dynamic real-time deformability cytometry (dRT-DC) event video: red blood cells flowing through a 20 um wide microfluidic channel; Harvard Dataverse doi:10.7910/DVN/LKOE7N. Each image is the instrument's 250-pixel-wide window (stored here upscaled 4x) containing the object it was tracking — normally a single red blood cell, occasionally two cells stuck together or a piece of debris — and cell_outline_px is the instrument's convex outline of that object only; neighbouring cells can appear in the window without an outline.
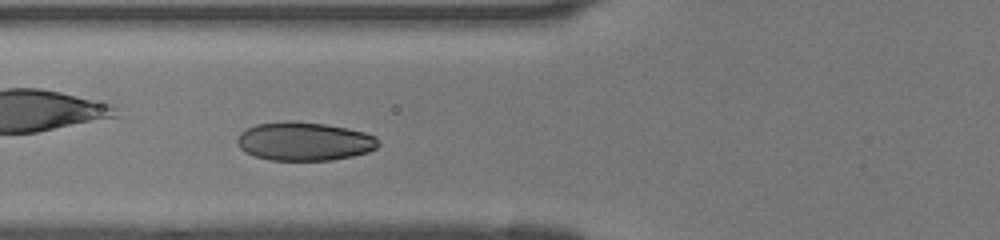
{"species": "human", "species_latin": "Homo sapiens", "temperature_condition": "room temperature", "stored_images_in_passage": 34, "camera_frame_rate_fps": 3000, "um_per_image_px": 0.085, "donor": {"sex": "female"}, "frame": {"image": 1, "passage_image": 8, "time_ms": 2.333, "image_size_px": [1000, 240], "cell_outline_px": [[380, 144], [376, 148], [368, 152], [352, 156], [332, 160], [272, 160], [256, 156], [244, 152], [236, 144], [236, 140], [240, 132], [256, 124], [288, 120], [296, 120], [324, 124], [364, 132], [376, 136]], "centroid_in_image_um": [25.84, 12.01], "position_along_channel_um": 100.0, "area_um2": 31.85}}
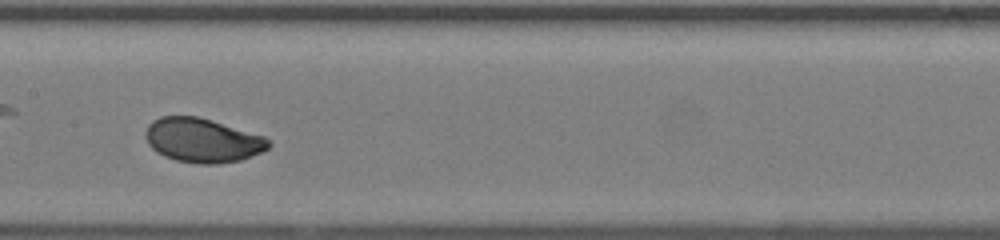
{"frame": {"image": 2, "passage_image": 14, "time_ms": 4.333, "image_size_px": [1000, 240], "cell_outline_px": [[272, 144], [268, 148], [260, 152], [240, 160], [216, 164], [200, 164], [176, 160], [164, 156], [156, 152], [148, 144], [144, 136], [144, 132], [148, 124], [152, 120], [160, 116], [196, 116], [264, 136], [272, 140]], "centroid_in_image_um": [17.18, 11.93], "position_along_channel_um": 190.2, "area_um2": 31.67}}
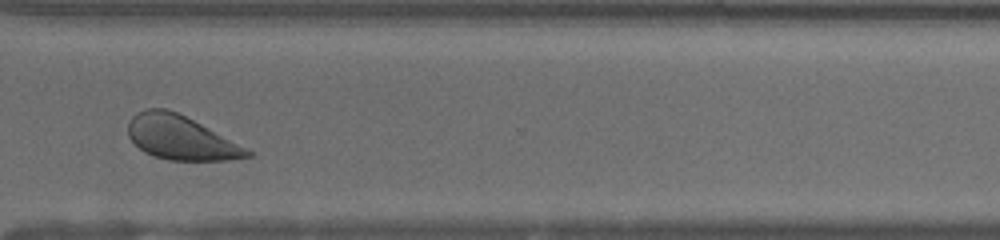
{"frame": {"image": 3, "passage_image": 25, "time_ms": 8.0, "image_size_px": [1000, 240], "cell_outline_px": [[252, 156], [228, 160], [168, 160], [144, 152], [128, 136], [128, 120], [136, 112], [148, 108], [168, 108], [248, 148], [252, 152]], "centroid_in_image_um": [15.34, 11.7], "position_along_channel_um": 355.3, "area_um2": 30.29}}